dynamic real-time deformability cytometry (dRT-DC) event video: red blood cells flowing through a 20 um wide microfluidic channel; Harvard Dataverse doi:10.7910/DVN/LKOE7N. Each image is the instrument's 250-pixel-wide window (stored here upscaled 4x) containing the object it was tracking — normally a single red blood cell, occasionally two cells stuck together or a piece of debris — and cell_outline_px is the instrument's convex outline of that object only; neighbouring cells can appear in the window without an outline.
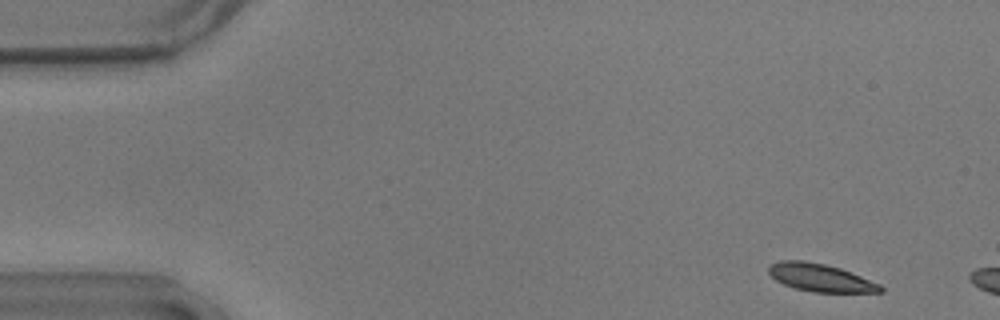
{"species": "common noctule bat (a hibernating species)", "species_latin": "Nyctalus noctula", "temperature_condition": "warm", "stored_images_in_passage": 7, "camera_frame_rate_fps": 3000, "um_per_image_px": 0.085, "animal": {"sex": "male", "body_mass_g": 17.9}, "frame": {"image": 1, "passage_image": 2, "time_ms": 0.333, "image_size_px": [1000, 320], "cell_outline_px": [[884, 292], [816, 292], [796, 288], [784, 284], [776, 280], [768, 272], [768, 268], [772, 264], [780, 260], [804, 260], [824, 264], [840, 268], [880, 284], [884, 288]], "centroid_in_image_um": [69.74, 23.6], "position_along_channel_um": 15.3, "area_um2": 17.86}}